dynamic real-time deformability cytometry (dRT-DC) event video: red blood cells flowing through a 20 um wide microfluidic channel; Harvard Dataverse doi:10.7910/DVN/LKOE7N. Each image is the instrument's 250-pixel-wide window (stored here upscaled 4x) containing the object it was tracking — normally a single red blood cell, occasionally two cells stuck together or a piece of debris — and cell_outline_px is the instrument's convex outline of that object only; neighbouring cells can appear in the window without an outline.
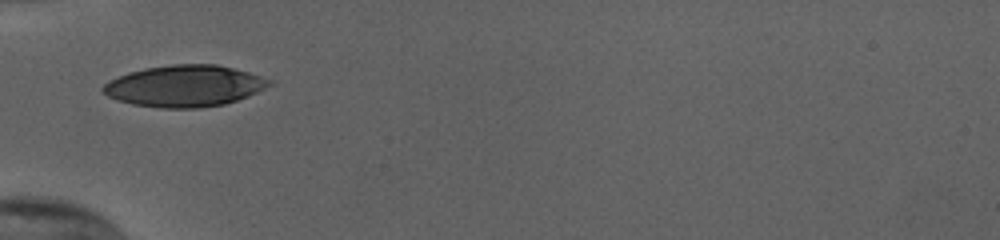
{"species": "human", "species_latin": "Homo sapiens", "temperature_condition": "cold", "stored_images_in_passage": 17, "camera_frame_rate_fps": 3000, "um_per_image_px": 0.085, "donor": {"sex": "female"}, "frame": {"image": 1, "passage_image": 1, "time_ms": 0.0, "image_size_px": [1000, 240], "cell_outline_px": [[272, 84], [248, 96], [224, 104], [196, 108], [160, 108], [132, 104], [116, 100], [108, 96], [100, 88], [108, 80], [128, 72], [144, 68], [172, 64], [216, 64], [248, 72], [272, 80]], "centroid_in_image_um": [15.64, 7.3], "position_along_channel_um": 69.4, "area_um2": 40.17}}
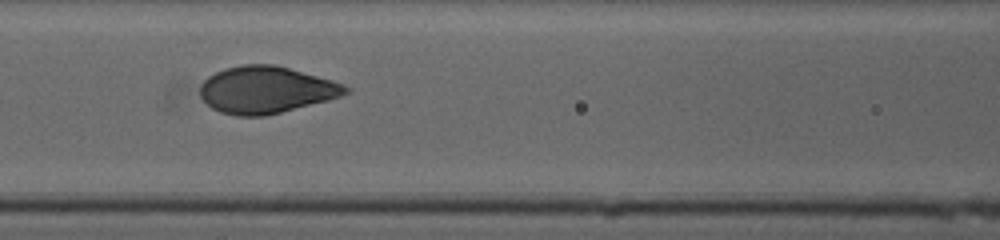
{"frame": {"image": 2, "passage_image": 7, "time_ms": 2.0, "image_size_px": [1000, 240], "cell_outline_px": [[352, 92], [328, 100], [264, 116], [236, 116], [220, 112], [212, 108], [200, 96], [200, 84], [208, 76], [224, 68], [244, 64], [276, 64], [332, 80], [344, 84], [352, 88]], "centroid_in_image_um": [22.62, 7.63], "position_along_channel_um": 144.0, "area_um2": 39.94}}
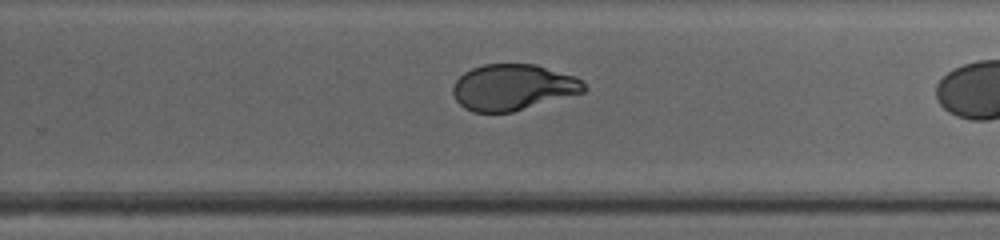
{"frame": {"image": 3, "passage_image": 15, "time_ms": 4.667, "image_size_px": [1000, 240], "cell_outline_px": [[588, 88], [584, 92], [512, 112], [472, 112], [464, 108], [456, 100], [452, 92], [452, 84], [464, 72], [472, 68], [484, 64], [536, 64], [576, 76]], "centroid_in_image_um": [43.59, 7.41], "position_along_channel_um": 286.2, "area_um2": 35.26}}